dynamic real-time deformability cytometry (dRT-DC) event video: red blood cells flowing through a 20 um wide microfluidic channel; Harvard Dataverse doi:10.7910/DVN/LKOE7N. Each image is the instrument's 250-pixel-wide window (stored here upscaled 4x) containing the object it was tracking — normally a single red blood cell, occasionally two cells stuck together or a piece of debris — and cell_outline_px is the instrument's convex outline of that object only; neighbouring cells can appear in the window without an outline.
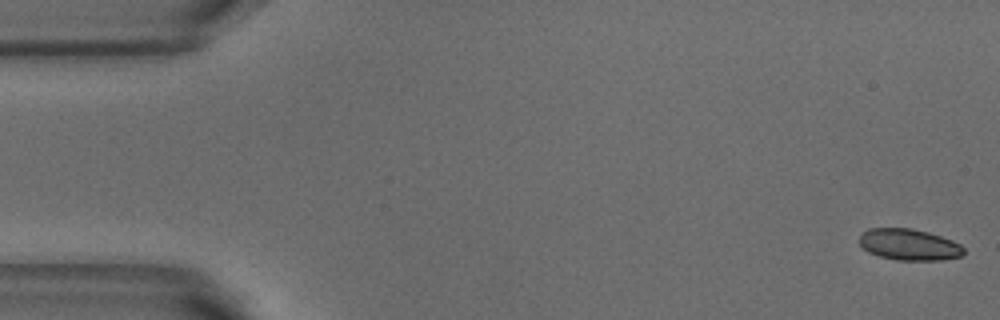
{"species": "common noctule bat (a hibernating species)", "species_latin": "Nyctalus noctula", "temperature_condition": "warm", "stored_images_in_passage": 4, "camera_frame_rate_fps": 3000, "um_per_image_px": 0.085, "animal": {"sex": "male", "body_mass_g": 18.8}, "frame": {"image": 1, "passage_image": 1, "time_ms": 0.0, "image_size_px": [1000, 320], "cell_outline_px": [[964, 252], [960, 256], [940, 260], [896, 260], [880, 256], [868, 252], [860, 248], [860, 232], [868, 228], [912, 228], [928, 232], [952, 240], [960, 244], [964, 248]], "centroid_in_image_um": [77.22, 20.78], "position_along_channel_um": 7.8, "area_um2": 19.19}}
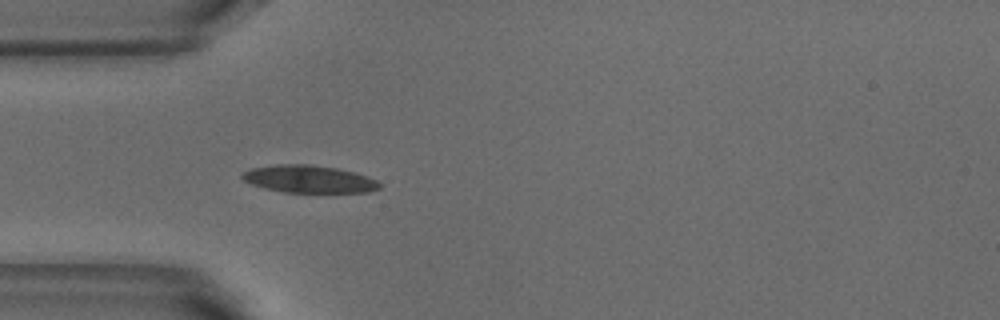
{"frame": {"image": 2, "passage_image": 4, "time_ms": 1.0, "image_size_px": [1000, 320], "cell_outline_px": [[380, 188], [368, 192], [284, 192], [264, 188], [252, 184], [244, 180], [240, 176], [244, 172], [252, 168], [276, 164], [308, 164], [336, 168], [356, 172], [376, 180], [380, 184]], "centroid_in_image_um": [26.26, 15.22], "position_along_channel_um": 58.7, "area_um2": 21.85}}